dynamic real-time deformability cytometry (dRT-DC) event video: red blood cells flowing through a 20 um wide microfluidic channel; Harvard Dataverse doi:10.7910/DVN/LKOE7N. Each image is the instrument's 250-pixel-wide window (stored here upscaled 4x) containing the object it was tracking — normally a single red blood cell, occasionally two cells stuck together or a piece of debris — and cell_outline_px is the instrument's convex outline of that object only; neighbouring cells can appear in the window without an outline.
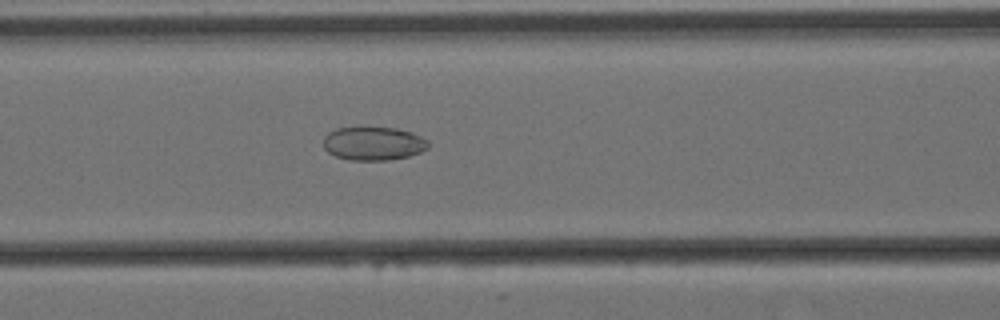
{"species": "Egyptian fruit bat (a non-hibernating species)", "species_latin": "Rousettus aegyptiacus", "temperature_condition": "cold", "stored_images_in_passage": 35, "camera_frame_rate_fps": 3000, "um_per_image_px": 0.085, "animal": {"sex": "female"}, "frame": {"image": 1, "passage_image": 14, "time_ms": 4.333, "image_size_px": [1000, 320], "cell_outline_px": [[428, 148], [420, 152], [408, 156], [388, 160], [348, 160], [336, 156], [328, 152], [324, 148], [324, 136], [328, 132], [336, 128], [356, 124], [364, 124], [396, 128], [412, 132], [428, 140]], "centroid_in_image_um": [31.7, 12.13], "position_along_channel_um": 134.9, "area_um2": 21.39}}
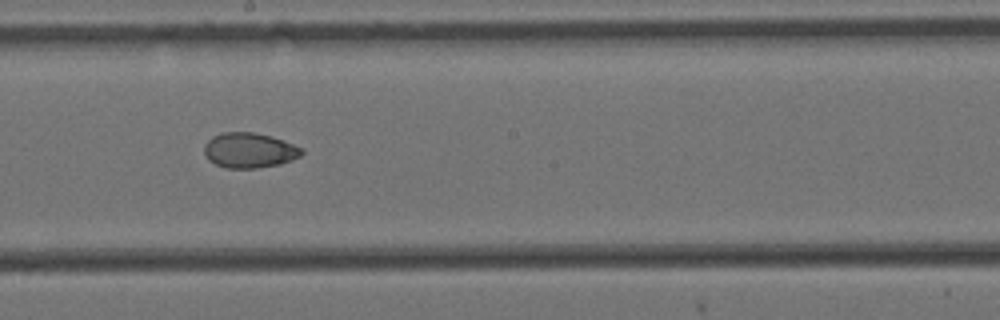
{"frame": {"image": 2, "passage_image": 22, "time_ms": 7.0, "image_size_px": [1000, 320], "cell_outline_px": [[304, 152], [300, 156], [292, 160], [280, 164], [256, 168], [224, 168], [208, 160], [204, 152], [204, 144], [212, 136], [224, 132], [252, 132], [272, 136], [284, 140], [304, 148]], "centroid_in_image_um": [21.21, 12.77], "position_along_channel_um": 227.0, "area_um2": 20.17}}
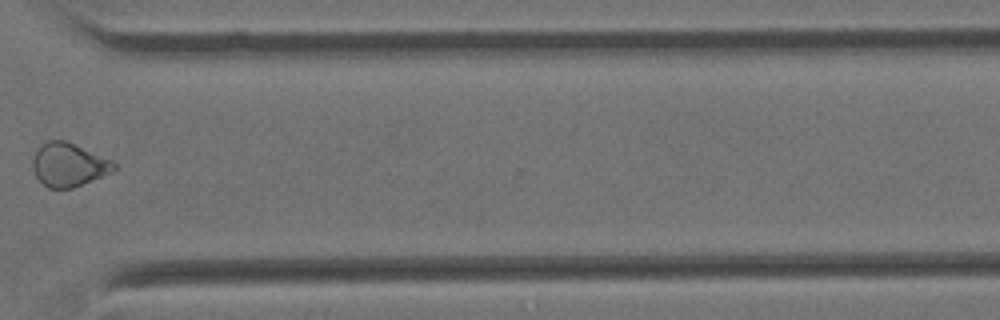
{"frame": {"image": 3, "passage_image": 33, "time_ms": 10.667, "image_size_px": [1000, 320], "cell_outline_px": [[116, 168], [112, 172], [72, 188], [48, 188], [36, 176], [32, 168], [32, 160], [36, 148], [40, 144], [48, 140], [64, 140], [112, 160], [116, 164]], "centroid_in_image_um": [5.8, 13.99], "position_along_channel_um": 364.8, "area_um2": 20.52}, "authors_computed_cell_mechanics": {"area_um2": 20.519, "velocity_mm_per_s": 3.4572, "shape_relaxation_time_tau1_ms": null, "shape_relaxation_time_tau2_ms": 2.8562, "deformation_change_tau1": null, "deformation_change_tau2": 0.0505}}